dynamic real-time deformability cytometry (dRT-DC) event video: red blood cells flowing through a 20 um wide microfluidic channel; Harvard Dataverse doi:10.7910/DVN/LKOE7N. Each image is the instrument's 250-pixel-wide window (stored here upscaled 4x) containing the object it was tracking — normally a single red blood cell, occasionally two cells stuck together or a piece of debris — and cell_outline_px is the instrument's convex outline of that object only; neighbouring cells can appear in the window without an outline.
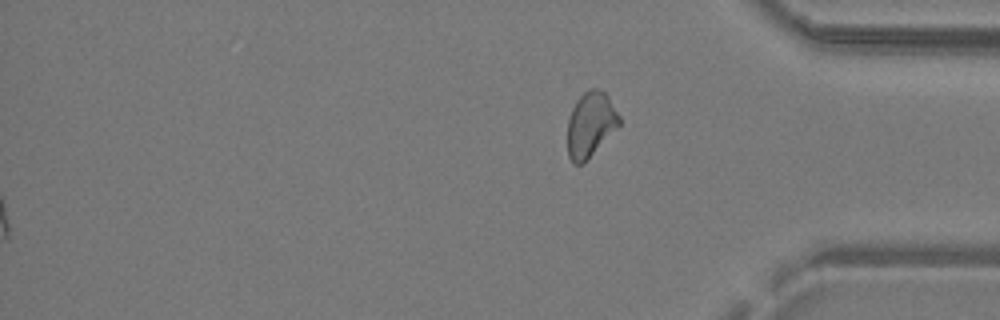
{"species": "common noctule bat (a hibernating species)", "species_latin": "Nyctalus noctula", "temperature_condition": "warm", "stored_images_in_passage": 28, "segment_of_instrument_passage": [2, 2], "camera_frame_rate_fps": 3000, "um_per_image_px": 0.085, "animal": {"sex": "male", "body_mass_g": 19.2, "forearm_length_mm": 51.8}, "frame": {"image": 1, "passage_image": 28, "time_ms": 9.0, "image_size_px": [1000, 320], "cell_outline_px": [[620, 124], [584, 164], [572, 164], [568, 156], [568, 120], [572, 108], [576, 100], [588, 88], [600, 88], [608, 96], [620, 116]], "centroid_in_image_um": [50.18, 10.58], "position_along_channel_um": 385.0, "area_um2": 19.71}}